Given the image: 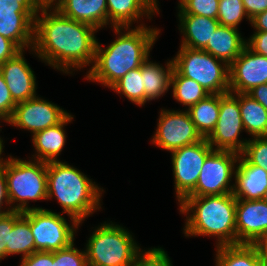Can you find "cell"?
<instances>
[{
    "mask_svg": "<svg viewBox=\"0 0 267 266\" xmlns=\"http://www.w3.org/2000/svg\"><path fill=\"white\" fill-rule=\"evenodd\" d=\"M97 32L89 24L62 15L52 5H42L35 17L30 51L50 67L71 74L75 69L93 66Z\"/></svg>",
    "mask_w": 267,
    "mask_h": 266,
    "instance_id": "6da1fadb",
    "label": "cell"
},
{
    "mask_svg": "<svg viewBox=\"0 0 267 266\" xmlns=\"http://www.w3.org/2000/svg\"><path fill=\"white\" fill-rule=\"evenodd\" d=\"M135 27H113L118 35L106 48L97 41L95 60L85 79L111 88L127 72L142 66L150 56L160 29L148 28L144 23Z\"/></svg>",
    "mask_w": 267,
    "mask_h": 266,
    "instance_id": "7a4b0ae2",
    "label": "cell"
},
{
    "mask_svg": "<svg viewBox=\"0 0 267 266\" xmlns=\"http://www.w3.org/2000/svg\"><path fill=\"white\" fill-rule=\"evenodd\" d=\"M236 201L232 193L186 197L179 204L181 214H186L183 233L186 237L215 236L216 247L236 245Z\"/></svg>",
    "mask_w": 267,
    "mask_h": 266,
    "instance_id": "3957f363",
    "label": "cell"
},
{
    "mask_svg": "<svg viewBox=\"0 0 267 266\" xmlns=\"http://www.w3.org/2000/svg\"><path fill=\"white\" fill-rule=\"evenodd\" d=\"M103 188L67 162L47 163V200L55 197L71 221L79 223L101 209Z\"/></svg>",
    "mask_w": 267,
    "mask_h": 266,
    "instance_id": "277c9868",
    "label": "cell"
},
{
    "mask_svg": "<svg viewBox=\"0 0 267 266\" xmlns=\"http://www.w3.org/2000/svg\"><path fill=\"white\" fill-rule=\"evenodd\" d=\"M3 170L7 179V194L12 210L23 213L33 209H44L29 207L28 204L29 201L47 200L46 162L33 159L22 160L10 155Z\"/></svg>",
    "mask_w": 267,
    "mask_h": 266,
    "instance_id": "5b68a950",
    "label": "cell"
},
{
    "mask_svg": "<svg viewBox=\"0 0 267 266\" xmlns=\"http://www.w3.org/2000/svg\"><path fill=\"white\" fill-rule=\"evenodd\" d=\"M140 250L126 228L110 221L94 229L85 253L88 266H131Z\"/></svg>",
    "mask_w": 267,
    "mask_h": 266,
    "instance_id": "8992f818",
    "label": "cell"
},
{
    "mask_svg": "<svg viewBox=\"0 0 267 266\" xmlns=\"http://www.w3.org/2000/svg\"><path fill=\"white\" fill-rule=\"evenodd\" d=\"M174 68L200 84L209 94L229 92V65L204 50L180 46L172 58Z\"/></svg>",
    "mask_w": 267,
    "mask_h": 266,
    "instance_id": "52a82bcc",
    "label": "cell"
},
{
    "mask_svg": "<svg viewBox=\"0 0 267 266\" xmlns=\"http://www.w3.org/2000/svg\"><path fill=\"white\" fill-rule=\"evenodd\" d=\"M41 6L38 0H0V35L20 50L33 48L34 21Z\"/></svg>",
    "mask_w": 267,
    "mask_h": 266,
    "instance_id": "ba28073f",
    "label": "cell"
},
{
    "mask_svg": "<svg viewBox=\"0 0 267 266\" xmlns=\"http://www.w3.org/2000/svg\"><path fill=\"white\" fill-rule=\"evenodd\" d=\"M81 222L69 224L63 215L48 209L30 210V229L36 251L53 252L69 247Z\"/></svg>",
    "mask_w": 267,
    "mask_h": 266,
    "instance_id": "9c48e42d",
    "label": "cell"
},
{
    "mask_svg": "<svg viewBox=\"0 0 267 266\" xmlns=\"http://www.w3.org/2000/svg\"><path fill=\"white\" fill-rule=\"evenodd\" d=\"M239 155L233 151L213 150L204 161L195 189L187 197L233 193L234 184L230 181L235 176Z\"/></svg>",
    "mask_w": 267,
    "mask_h": 266,
    "instance_id": "30bf717a",
    "label": "cell"
},
{
    "mask_svg": "<svg viewBox=\"0 0 267 266\" xmlns=\"http://www.w3.org/2000/svg\"><path fill=\"white\" fill-rule=\"evenodd\" d=\"M214 149L206 138L171 151L176 199L180 204L196 187L206 157Z\"/></svg>",
    "mask_w": 267,
    "mask_h": 266,
    "instance_id": "8fae6325",
    "label": "cell"
},
{
    "mask_svg": "<svg viewBox=\"0 0 267 266\" xmlns=\"http://www.w3.org/2000/svg\"><path fill=\"white\" fill-rule=\"evenodd\" d=\"M245 131L240 108L239 93L220 94L219 118L215 129L206 138L214 150L241 153L248 140H240L239 135Z\"/></svg>",
    "mask_w": 267,
    "mask_h": 266,
    "instance_id": "7c38bea8",
    "label": "cell"
},
{
    "mask_svg": "<svg viewBox=\"0 0 267 266\" xmlns=\"http://www.w3.org/2000/svg\"><path fill=\"white\" fill-rule=\"evenodd\" d=\"M151 142L169 152L203 139L187 110L161 109Z\"/></svg>",
    "mask_w": 267,
    "mask_h": 266,
    "instance_id": "4fadbf2b",
    "label": "cell"
},
{
    "mask_svg": "<svg viewBox=\"0 0 267 266\" xmlns=\"http://www.w3.org/2000/svg\"><path fill=\"white\" fill-rule=\"evenodd\" d=\"M69 113L39 96L18 103L10 120L11 126L35 133L62 122Z\"/></svg>",
    "mask_w": 267,
    "mask_h": 266,
    "instance_id": "5bb4252c",
    "label": "cell"
},
{
    "mask_svg": "<svg viewBox=\"0 0 267 266\" xmlns=\"http://www.w3.org/2000/svg\"><path fill=\"white\" fill-rule=\"evenodd\" d=\"M229 92L247 93L267 84V57L251 51L247 46L229 65Z\"/></svg>",
    "mask_w": 267,
    "mask_h": 266,
    "instance_id": "9a60e30c",
    "label": "cell"
},
{
    "mask_svg": "<svg viewBox=\"0 0 267 266\" xmlns=\"http://www.w3.org/2000/svg\"><path fill=\"white\" fill-rule=\"evenodd\" d=\"M267 235V202L259 200L236 201V245L259 244Z\"/></svg>",
    "mask_w": 267,
    "mask_h": 266,
    "instance_id": "2e32d148",
    "label": "cell"
},
{
    "mask_svg": "<svg viewBox=\"0 0 267 266\" xmlns=\"http://www.w3.org/2000/svg\"><path fill=\"white\" fill-rule=\"evenodd\" d=\"M21 50L0 65V72L9 88L13 101L18 104L36 97V76Z\"/></svg>",
    "mask_w": 267,
    "mask_h": 266,
    "instance_id": "e0dca14e",
    "label": "cell"
},
{
    "mask_svg": "<svg viewBox=\"0 0 267 266\" xmlns=\"http://www.w3.org/2000/svg\"><path fill=\"white\" fill-rule=\"evenodd\" d=\"M236 165L233 196L243 200L262 199L267 190V171L248 163L241 155Z\"/></svg>",
    "mask_w": 267,
    "mask_h": 266,
    "instance_id": "ac0fdd59",
    "label": "cell"
},
{
    "mask_svg": "<svg viewBox=\"0 0 267 266\" xmlns=\"http://www.w3.org/2000/svg\"><path fill=\"white\" fill-rule=\"evenodd\" d=\"M52 6L62 15L97 30L108 25L106 0H57Z\"/></svg>",
    "mask_w": 267,
    "mask_h": 266,
    "instance_id": "d6986e66",
    "label": "cell"
},
{
    "mask_svg": "<svg viewBox=\"0 0 267 266\" xmlns=\"http://www.w3.org/2000/svg\"><path fill=\"white\" fill-rule=\"evenodd\" d=\"M73 116L69 114L59 124L46 128L35 133L32 136V143L35 149V155L31 159L42 162L59 161L57 158L61 154L66 143V131L64 127L73 121ZM35 156V157H34Z\"/></svg>",
    "mask_w": 267,
    "mask_h": 266,
    "instance_id": "ffe728a7",
    "label": "cell"
},
{
    "mask_svg": "<svg viewBox=\"0 0 267 266\" xmlns=\"http://www.w3.org/2000/svg\"><path fill=\"white\" fill-rule=\"evenodd\" d=\"M179 30L183 34L181 45L202 50L220 23L217 19L192 14H178Z\"/></svg>",
    "mask_w": 267,
    "mask_h": 266,
    "instance_id": "44dd1931",
    "label": "cell"
},
{
    "mask_svg": "<svg viewBox=\"0 0 267 266\" xmlns=\"http://www.w3.org/2000/svg\"><path fill=\"white\" fill-rule=\"evenodd\" d=\"M239 29L219 25L207 45L202 49L230 65L246 46Z\"/></svg>",
    "mask_w": 267,
    "mask_h": 266,
    "instance_id": "7402d4cb",
    "label": "cell"
},
{
    "mask_svg": "<svg viewBox=\"0 0 267 266\" xmlns=\"http://www.w3.org/2000/svg\"><path fill=\"white\" fill-rule=\"evenodd\" d=\"M108 25L111 27H131L133 22L142 17H151L155 13L150 8L148 0H106Z\"/></svg>",
    "mask_w": 267,
    "mask_h": 266,
    "instance_id": "603a6c76",
    "label": "cell"
},
{
    "mask_svg": "<svg viewBox=\"0 0 267 266\" xmlns=\"http://www.w3.org/2000/svg\"><path fill=\"white\" fill-rule=\"evenodd\" d=\"M166 68L159 63L149 60V57L141 66V75L143 77L144 104L151 100H156L161 95L167 93L171 87V76L173 73V59L168 60Z\"/></svg>",
    "mask_w": 267,
    "mask_h": 266,
    "instance_id": "cb8c5ba5",
    "label": "cell"
},
{
    "mask_svg": "<svg viewBox=\"0 0 267 266\" xmlns=\"http://www.w3.org/2000/svg\"><path fill=\"white\" fill-rule=\"evenodd\" d=\"M216 266H261L265 258L258 244L216 247Z\"/></svg>",
    "mask_w": 267,
    "mask_h": 266,
    "instance_id": "d4e9b609",
    "label": "cell"
},
{
    "mask_svg": "<svg viewBox=\"0 0 267 266\" xmlns=\"http://www.w3.org/2000/svg\"><path fill=\"white\" fill-rule=\"evenodd\" d=\"M35 252V241L30 229V210L18 212L14 210V226L9 233L6 246V257L22 254V258Z\"/></svg>",
    "mask_w": 267,
    "mask_h": 266,
    "instance_id": "484cf974",
    "label": "cell"
},
{
    "mask_svg": "<svg viewBox=\"0 0 267 266\" xmlns=\"http://www.w3.org/2000/svg\"><path fill=\"white\" fill-rule=\"evenodd\" d=\"M186 110L197 131L203 138H207L215 129L219 118L220 94H209Z\"/></svg>",
    "mask_w": 267,
    "mask_h": 266,
    "instance_id": "4316f807",
    "label": "cell"
},
{
    "mask_svg": "<svg viewBox=\"0 0 267 266\" xmlns=\"http://www.w3.org/2000/svg\"><path fill=\"white\" fill-rule=\"evenodd\" d=\"M239 108L245 132L252 137H267V110L246 93H239Z\"/></svg>",
    "mask_w": 267,
    "mask_h": 266,
    "instance_id": "83f0119b",
    "label": "cell"
},
{
    "mask_svg": "<svg viewBox=\"0 0 267 266\" xmlns=\"http://www.w3.org/2000/svg\"><path fill=\"white\" fill-rule=\"evenodd\" d=\"M171 88L174 99L187 106V109L209 95L200 84L182 76L175 68L171 76Z\"/></svg>",
    "mask_w": 267,
    "mask_h": 266,
    "instance_id": "f1b7e54d",
    "label": "cell"
},
{
    "mask_svg": "<svg viewBox=\"0 0 267 266\" xmlns=\"http://www.w3.org/2000/svg\"><path fill=\"white\" fill-rule=\"evenodd\" d=\"M110 89L118 94L124 95L132 103L144 105V88L141 67L127 72L117 83Z\"/></svg>",
    "mask_w": 267,
    "mask_h": 266,
    "instance_id": "f546056e",
    "label": "cell"
},
{
    "mask_svg": "<svg viewBox=\"0 0 267 266\" xmlns=\"http://www.w3.org/2000/svg\"><path fill=\"white\" fill-rule=\"evenodd\" d=\"M244 18L250 22L242 0H219L217 20L220 25L238 29Z\"/></svg>",
    "mask_w": 267,
    "mask_h": 266,
    "instance_id": "4dcf8cb0",
    "label": "cell"
},
{
    "mask_svg": "<svg viewBox=\"0 0 267 266\" xmlns=\"http://www.w3.org/2000/svg\"><path fill=\"white\" fill-rule=\"evenodd\" d=\"M250 139L240 155L248 163L267 171V137H253Z\"/></svg>",
    "mask_w": 267,
    "mask_h": 266,
    "instance_id": "1f68e13d",
    "label": "cell"
},
{
    "mask_svg": "<svg viewBox=\"0 0 267 266\" xmlns=\"http://www.w3.org/2000/svg\"><path fill=\"white\" fill-rule=\"evenodd\" d=\"M219 0H182L178 14H192L217 19Z\"/></svg>",
    "mask_w": 267,
    "mask_h": 266,
    "instance_id": "d6a6232c",
    "label": "cell"
},
{
    "mask_svg": "<svg viewBox=\"0 0 267 266\" xmlns=\"http://www.w3.org/2000/svg\"><path fill=\"white\" fill-rule=\"evenodd\" d=\"M131 266H173L167 252L161 247L140 250Z\"/></svg>",
    "mask_w": 267,
    "mask_h": 266,
    "instance_id": "836d02e7",
    "label": "cell"
},
{
    "mask_svg": "<svg viewBox=\"0 0 267 266\" xmlns=\"http://www.w3.org/2000/svg\"><path fill=\"white\" fill-rule=\"evenodd\" d=\"M74 242L67 248L53 251V266H88L85 250H78Z\"/></svg>",
    "mask_w": 267,
    "mask_h": 266,
    "instance_id": "e575fe53",
    "label": "cell"
},
{
    "mask_svg": "<svg viewBox=\"0 0 267 266\" xmlns=\"http://www.w3.org/2000/svg\"><path fill=\"white\" fill-rule=\"evenodd\" d=\"M16 105L0 72V118L2 121L7 123L10 120Z\"/></svg>",
    "mask_w": 267,
    "mask_h": 266,
    "instance_id": "d590c367",
    "label": "cell"
},
{
    "mask_svg": "<svg viewBox=\"0 0 267 266\" xmlns=\"http://www.w3.org/2000/svg\"><path fill=\"white\" fill-rule=\"evenodd\" d=\"M14 226V210L0 216V261L6 258L9 233Z\"/></svg>",
    "mask_w": 267,
    "mask_h": 266,
    "instance_id": "8d00e7d4",
    "label": "cell"
},
{
    "mask_svg": "<svg viewBox=\"0 0 267 266\" xmlns=\"http://www.w3.org/2000/svg\"><path fill=\"white\" fill-rule=\"evenodd\" d=\"M19 266H53V252L36 251L21 259Z\"/></svg>",
    "mask_w": 267,
    "mask_h": 266,
    "instance_id": "74e56055",
    "label": "cell"
},
{
    "mask_svg": "<svg viewBox=\"0 0 267 266\" xmlns=\"http://www.w3.org/2000/svg\"><path fill=\"white\" fill-rule=\"evenodd\" d=\"M246 46L254 53L267 57V32L255 31L246 40Z\"/></svg>",
    "mask_w": 267,
    "mask_h": 266,
    "instance_id": "f35d334b",
    "label": "cell"
},
{
    "mask_svg": "<svg viewBox=\"0 0 267 266\" xmlns=\"http://www.w3.org/2000/svg\"><path fill=\"white\" fill-rule=\"evenodd\" d=\"M20 51L11 40L0 35V65L13 58Z\"/></svg>",
    "mask_w": 267,
    "mask_h": 266,
    "instance_id": "ab89813d",
    "label": "cell"
},
{
    "mask_svg": "<svg viewBox=\"0 0 267 266\" xmlns=\"http://www.w3.org/2000/svg\"><path fill=\"white\" fill-rule=\"evenodd\" d=\"M4 205L9 206L4 209L2 207ZM11 211L12 209L10 208V202L7 194V179L2 167L0 168V216L5 215Z\"/></svg>",
    "mask_w": 267,
    "mask_h": 266,
    "instance_id": "60d3db41",
    "label": "cell"
},
{
    "mask_svg": "<svg viewBox=\"0 0 267 266\" xmlns=\"http://www.w3.org/2000/svg\"><path fill=\"white\" fill-rule=\"evenodd\" d=\"M249 19L267 10V0H242Z\"/></svg>",
    "mask_w": 267,
    "mask_h": 266,
    "instance_id": "b9f144b4",
    "label": "cell"
},
{
    "mask_svg": "<svg viewBox=\"0 0 267 266\" xmlns=\"http://www.w3.org/2000/svg\"><path fill=\"white\" fill-rule=\"evenodd\" d=\"M246 94L259 102L267 110V84L256 86Z\"/></svg>",
    "mask_w": 267,
    "mask_h": 266,
    "instance_id": "7bdbcfd3",
    "label": "cell"
},
{
    "mask_svg": "<svg viewBox=\"0 0 267 266\" xmlns=\"http://www.w3.org/2000/svg\"><path fill=\"white\" fill-rule=\"evenodd\" d=\"M250 24L256 31L267 32V10L250 19Z\"/></svg>",
    "mask_w": 267,
    "mask_h": 266,
    "instance_id": "ee69618b",
    "label": "cell"
},
{
    "mask_svg": "<svg viewBox=\"0 0 267 266\" xmlns=\"http://www.w3.org/2000/svg\"><path fill=\"white\" fill-rule=\"evenodd\" d=\"M262 255L264 258H267V235L259 242Z\"/></svg>",
    "mask_w": 267,
    "mask_h": 266,
    "instance_id": "f6af8a7d",
    "label": "cell"
},
{
    "mask_svg": "<svg viewBox=\"0 0 267 266\" xmlns=\"http://www.w3.org/2000/svg\"><path fill=\"white\" fill-rule=\"evenodd\" d=\"M182 0L178 1V4L181 2ZM149 6L150 8L154 11L155 14L160 13L159 12V8H158V1L157 0H148Z\"/></svg>",
    "mask_w": 267,
    "mask_h": 266,
    "instance_id": "bcb514c9",
    "label": "cell"
},
{
    "mask_svg": "<svg viewBox=\"0 0 267 266\" xmlns=\"http://www.w3.org/2000/svg\"><path fill=\"white\" fill-rule=\"evenodd\" d=\"M4 143H3V139H1L0 137V168H2L6 162L7 159H3V157L1 158L2 153L4 152L3 148H4Z\"/></svg>",
    "mask_w": 267,
    "mask_h": 266,
    "instance_id": "7dc6e473",
    "label": "cell"
},
{
    "mask_svg": "<svg viewBox=\"0 0 267 266\" xmlns=\"http://www.w3.org/2000/svg\"><path fill=\"white\" fill-rule=\"evenodd\" d=\"M42 5H52L54 4L57 0H38Z\"/></svg>",
    "mask_w": 267,
    "mask_h": 266,
    "instance_id": "c3c4849f",
    "label": "cell"
},
{
    "mask_svg": "<svg viewBox=\"0 0 267 266\" xmlns=\"http://www.w3.org/2000/svg\"><path fill=\"white\" fill-rule=\"evenodd\" d=\"M262 200L267 202V190L264 192V195L262 197Z\"/></svg>",
    "mask_w": 267,
    "mask_h": 266,
    "instance_id": "681fc988",
    "label": "cell"
},
{
    "mask_svg": "<svg viewBox=\"0 0 267 266\" xmlns=\"http://www.w3.org/2000/svg\"><path fill=\"white\" fill-rule=\"evenodd\" d=\"M265 266H267V258H265L264 263Z\"/></svg>",
    "mask_w": 267,
    "mask_h": 266,
    "instance_id": "f907efd6",
    "label": "cell"
}]
</instances>
